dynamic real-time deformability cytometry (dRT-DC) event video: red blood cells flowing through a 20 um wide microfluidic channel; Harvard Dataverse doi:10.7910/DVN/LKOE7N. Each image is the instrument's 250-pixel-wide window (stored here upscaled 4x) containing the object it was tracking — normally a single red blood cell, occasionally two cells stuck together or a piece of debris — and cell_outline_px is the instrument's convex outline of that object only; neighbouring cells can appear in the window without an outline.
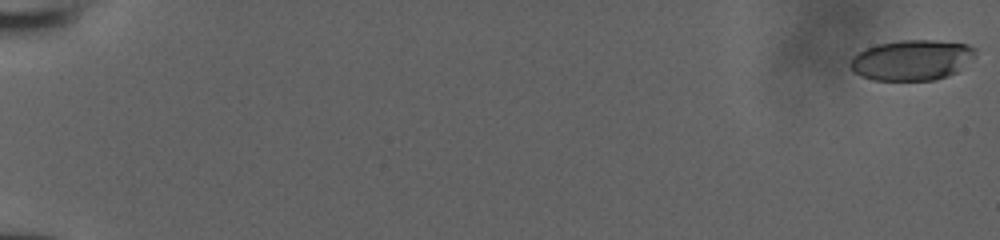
{"species": "human", "species_latin": "Homo sapiens", "temperature_condition": "room temperature", "stored_images_in_passage": 54, "camera_frame_rate_fps": 3000, "um_per_image_px": 0.085, "donor": {"sex": "male"}, "frame": {"image": 1, "passage_image": 1, "time_ms": 0.0, "image_size_px": [1000, 240], "cell_outline_px": [[976, 56], [956, 72], [948, 76], [936, 80], [872, 80], [860, 76], [848, 64], [852, 56], [864, 48], [876, 44], [900, 40], [936, 40], [968, 44], [976, 48]], "centroid_in_image_um": [77.5, 5.1], "position_along_channel_um": 7.5, "area_um2": 29.82}}
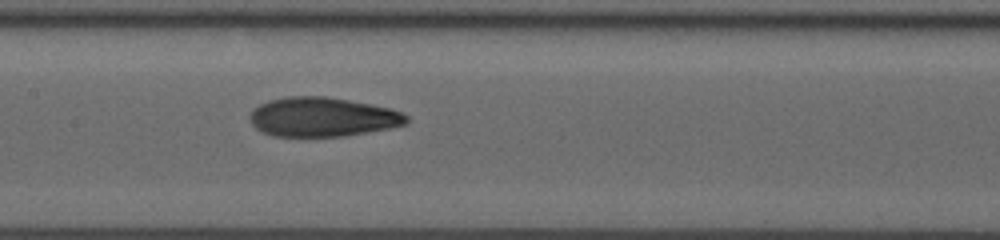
{"frame": {"image": 2, "passage_image": 30, "time_ms": 9.667, "image_size_px": [1000, 240], "cell_outline_px": [[408, 124], [388, 128], [344, 136], [272, 136], [256, 128], [252, 124], [248, 116], [252, 108], [268, 100], [288, 96], [328, 96], [372, 104], [392, 108], [404, 112], [408, 116]], "centroid_in_image_um": [27.42, 9.93], "position_along_channel_um": 180.0, "area_um2": 36.18}}
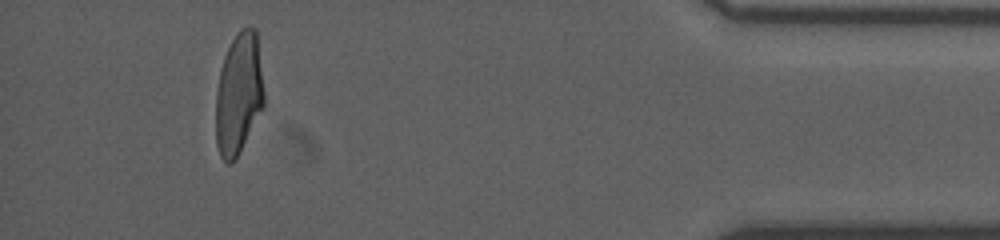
{"frame": {"image": 3, "passage_image": 51, "time_ms": 16.667, "image_size_px": [1000, 240], "cell_outline_px": [[264, 108], [240, 152], [232, 164], [228, 164], [220, 156], [216, 144], [216, 92], [220, 68], [224, 56], [236, 32], [240, 28], [256, 28], [264, 92]], "centroid_in_image_um": [20.29, 8.0], "position_along_channel_um": 414.9, "area_um2": 34.51}}